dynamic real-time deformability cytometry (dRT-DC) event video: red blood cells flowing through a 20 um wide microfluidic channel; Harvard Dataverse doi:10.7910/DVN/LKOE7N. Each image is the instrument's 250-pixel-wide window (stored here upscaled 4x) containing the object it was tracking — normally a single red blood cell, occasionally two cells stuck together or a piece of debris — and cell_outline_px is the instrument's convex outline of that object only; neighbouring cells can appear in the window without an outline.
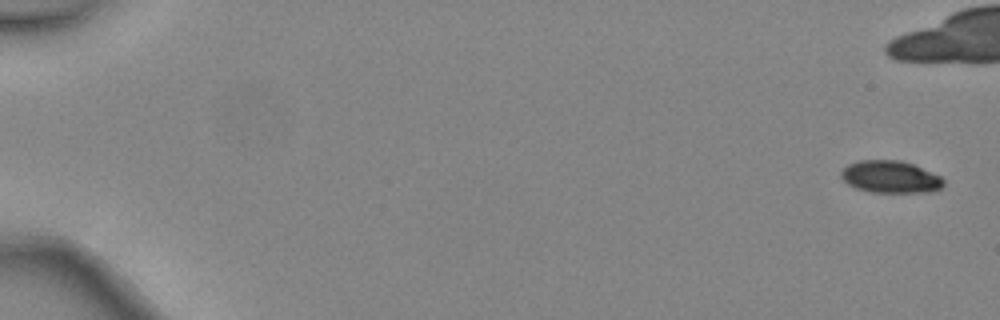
{"species": "common noctule bat (a hibernating species)", "species_latin": "Nyctalus noctula", "temperature_condition": "warm", "stored_images_in_passage": 5, "camera_frame_rate_fps": 3000, "um_per_image_px": 0.085, "animal": {"sex": "female", "body_mass_g": 24.6, "forearm_length_mm": 56.2}, "frame": {"image": 1, "passage_image": 1, "time_ms": 0.0, "image_size_px": [1000, 320], "cell_outline_px": [[944, 184], [940, 188], [928, 192], [872, 192], [856, 188], [848, 184], [840, 176], [840, 172], [848, 164], [856, 160], [900, 160], [912, 164], [940, 176], [944, 180]], "centroid_in_image_um": [75.65, 15.03], "position_along_channel_um": 9.3, "area_um2": 19.13}}